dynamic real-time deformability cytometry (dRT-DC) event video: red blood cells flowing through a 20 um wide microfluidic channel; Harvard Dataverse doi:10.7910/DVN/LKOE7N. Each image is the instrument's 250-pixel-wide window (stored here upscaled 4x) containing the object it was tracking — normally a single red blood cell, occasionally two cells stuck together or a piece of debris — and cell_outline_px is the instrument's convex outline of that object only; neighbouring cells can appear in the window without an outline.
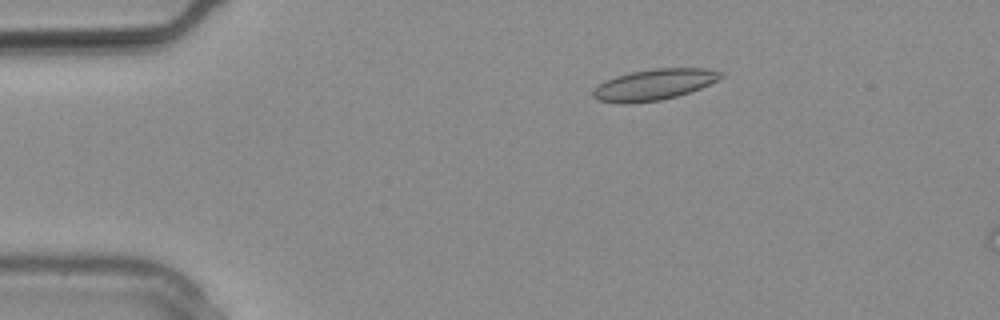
{"species": "common noctule bat (a hibernating species)", "species_latin": "Nyctalus noctula", "temperature_condition": "warm", "stored_images_in_passage": 3, "segment_of_instrument_passage": [1, 2], "camera_frame_rate_fps": 3000, "um_per_image_px": 0.085, "animal": {"sex": "male", "body_mass_g": 20.4}, "frame": {"image": 1, "passage_image": 1, "time_ms": 0.0, "image_size_px": [1000, 320], "cell_outline_px": [[724, 76], [700, 88], [676, 96], [660, 100], [624, 104], [596, 100], [592, 96], [592, 92], [604, 80], [616, 76], [632, 72], [652, 68], [704, 68], [724, 72]], "centroid_in_image_um": [55.57, 7.18], "position_along_channel_um": 29.4, "area_um2": 22.95}}